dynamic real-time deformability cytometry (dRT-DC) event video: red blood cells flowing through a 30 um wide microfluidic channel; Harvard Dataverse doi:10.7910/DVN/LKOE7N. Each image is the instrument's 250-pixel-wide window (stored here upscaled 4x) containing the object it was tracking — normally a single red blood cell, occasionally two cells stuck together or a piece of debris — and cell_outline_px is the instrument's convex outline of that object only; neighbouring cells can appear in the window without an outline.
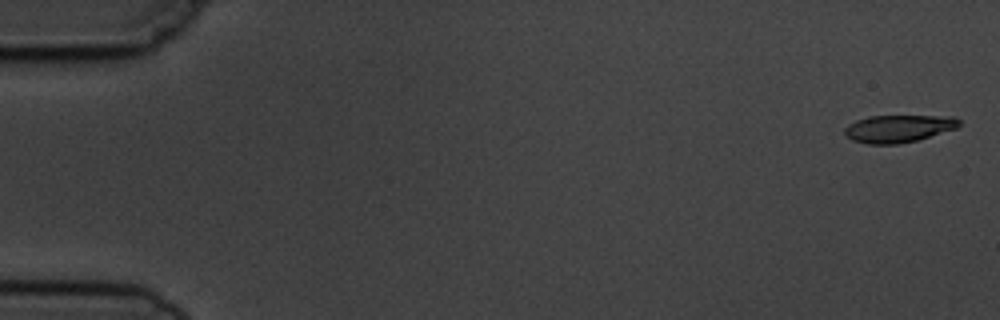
{"species": "common noctule bat (a hibernating species)", "species_latin": "Nyctalus noctula", "temperature_condition": "cold", "stored_images_in_passage": 15, "camera_frame_rate_fps": 3000, "um_per_image_px": 0.085, "animal": {"sex": "male", "body_mass_g": 19.5, "forearm_length_mm": 54.6}, "frame": {"image": 1, "passage_image": 1, "time_ms": 0.0, "image_size_px": [1000, 320], "cell_outline_px": [[960, 124], [956, 128], [916, 140], [896, 144], [868, 144], [852, 140], [844, 136], [844, 128], [848, 124], [856, 120], [868, 116], [956, 116], [960, 120]], "centroid_in_image_um": [76.33, 10.92], "position_along_channel_um": 8.7, "area_um2": 18.32}}
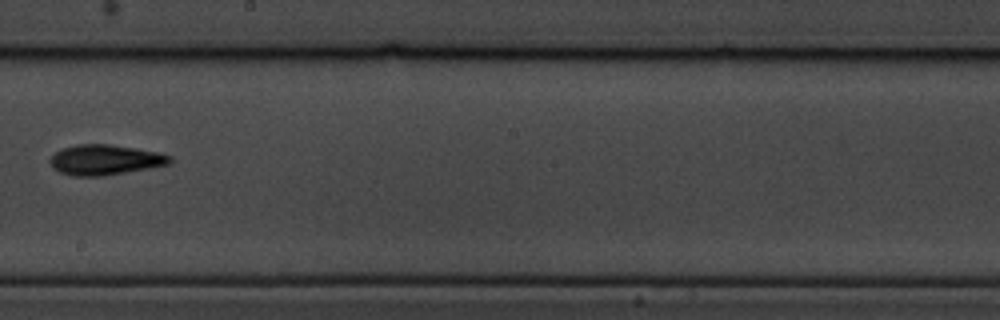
{"frame": {"image": 2, "passage_image": 9, "time_ms": 10.0, "image_size_px": [1000, 320], "cell_outline_px": [[172, 164], [104, 176], [72, 176], [60, 172], [52, 168], [48, 160], [60, 148], [76, 144], [108, 144], [136, 148], [160, 152], [172, 156]], "centroid_in_image_um": [8.93, 13.58], "position_along_channel_um": 239.3, "area_um2": 21.44}}
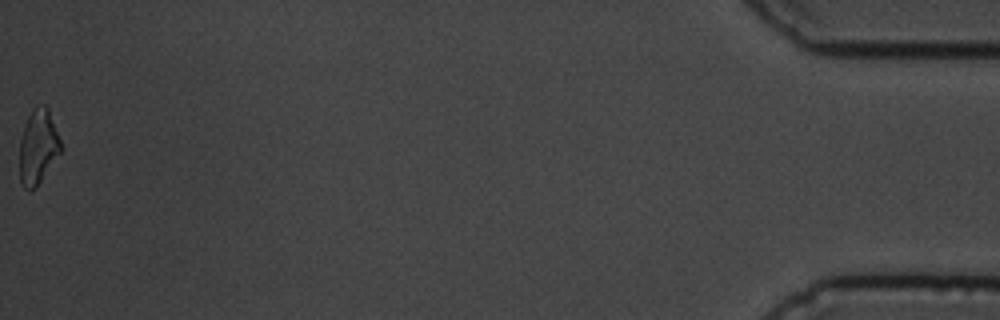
{"frame": {"image": 3, "passage_image": 15, "time_ms": 17.667, "image_size_px": [1000, 320], "cell_outline_px": [[64, 148], [36, 188], [24, 188], [20, 180], [20, 140], [28, 116], [32, 108], [36, 104], [44, 104], [48, 108]], "centroid_in_image_um": [3.26, 12.45], "position_along_channel_um": 431.9, "area_um2": 18.03}, "authors_computed_cell_mechanics": {"area_um2": 19.5364, "velocity_mm_per_s": 3.756, "shape_relaxation_time_tau1_ms": 3.8406, "shape_relaxation_time_tau2_ms": 6.1346, "deformation_change_tau1": 0.1197, "deformation_change_tau2": 0.1707}}